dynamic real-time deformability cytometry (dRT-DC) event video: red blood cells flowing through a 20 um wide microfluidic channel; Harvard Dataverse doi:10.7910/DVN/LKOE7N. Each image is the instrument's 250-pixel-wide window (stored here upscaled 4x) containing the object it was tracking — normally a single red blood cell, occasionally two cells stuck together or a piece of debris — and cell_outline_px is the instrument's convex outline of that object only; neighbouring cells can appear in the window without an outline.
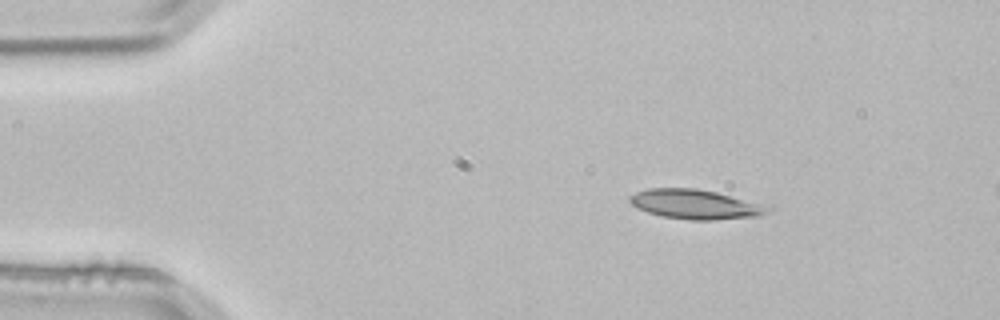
{"species": "common noctule bat (a hibernating species)", "species_latin": "Nyctalus noctula", "temperature_condition": "room temperature", "stored_images_in_passage": 3, "camera_frame_rate_fps": 3000, "um_per_image_px": 0.085, "animal": {"sex": "male", "body_mass_g": 21.5, "forearm_length_mm": 52.0}, "frame": {"image": 1, "passage_image": 3, "time_ms": 0.667, "image_size_px": [1000, 320], "cell_outline_px": [[776, 208], [760, 216], [712, 220], [688, 220], [664, 216], [648, 212], [632, 204], [628, 200], [628, 196], [636, 192], [648, 188], [696, 188], [716, 192]], "centroid_in_image_um": [59.12, 17.36], "position_along_channel_um": 25.9, "area_um2": 23.64}}